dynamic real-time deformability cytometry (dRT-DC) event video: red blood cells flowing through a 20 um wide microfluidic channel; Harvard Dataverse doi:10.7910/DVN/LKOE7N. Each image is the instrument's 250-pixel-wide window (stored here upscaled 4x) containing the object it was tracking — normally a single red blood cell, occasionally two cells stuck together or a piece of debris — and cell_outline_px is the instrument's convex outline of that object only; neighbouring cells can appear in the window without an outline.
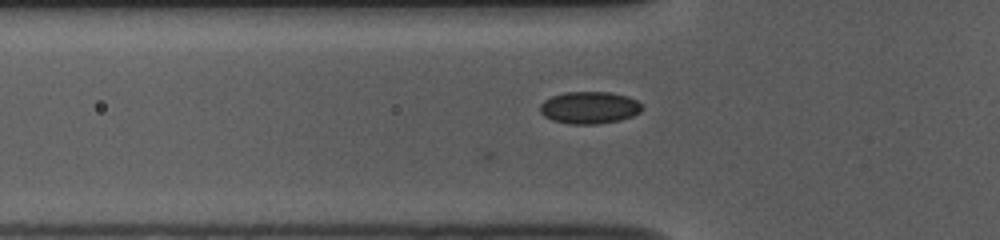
{"species": "common noctule bat (a hibernating species)", "species_latin": "Nyctalus noctula", "temperature_condition": "room temperature", "stored_images_in_passage": 39, "camera_frame_rate_fps": 3000, "um_per_image_px": 0.085, "animal": {"sex": "female", "body_mass_g": 10.0, "forearm_length_mm": 53.1}, "frame": {"image": 1, "passage_image": 3, "time_ms": 0.667, "image_size_px": [1000, 240], "cell_outline_px": [[644, 108], [640, 112], [632, 116], [620, 120], [596, 124], [568, 124], [552, 120], [544, 116], [540, 112], [540, 104], [544, 100], [552, 96], [564, 92], [608, 92], [628, 96], [636, 100]], "centroid_in_image_um": [50.09, 9.15], "position_along_channel_um": 75.7, "area_um2": 19.19}}
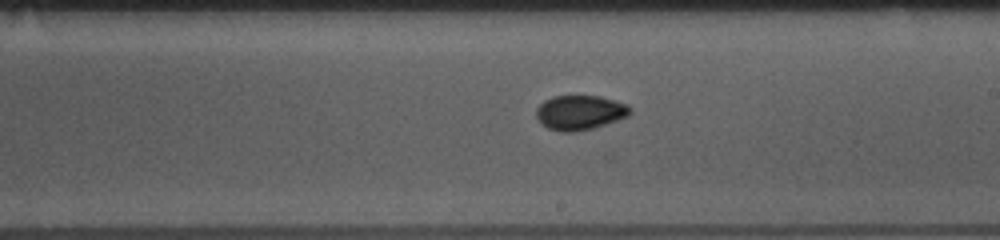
{"frame": {"image": 2, "passage_image": 16, "time_ms": 5.0, "image_size_px": [1000, 240], "cell_outline_px": [[632, 112], [628, 116], [596, 128], [572, 132], [560, 132], [548, 128], [540, 124], [536, 116], [536, 108], [544, 100], [552, 96], [600, 96], [616, 100], [628, 104], [632, 108]], "centroid_in_image_um": [49.3, 9.57], "position_along_channel_um": 239.7, "area_um2": 19.31}}
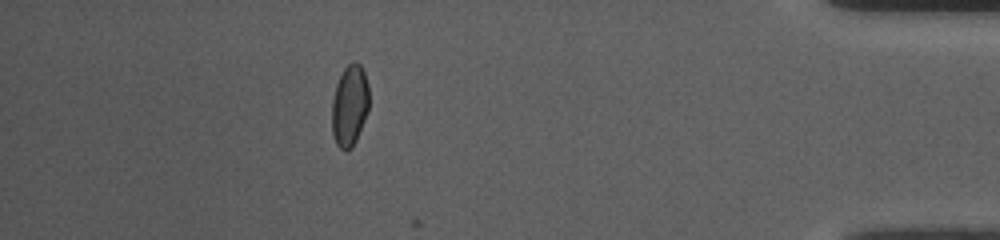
{"frame": {"image": 3, "passage_image": 33, "time_ms": 10.667, "image_size_px": [1000, 240], "cell_outline_px": [[368, 112], [356, 140], [352, 148], [344, 152], [336, 144], [332, 132], [332, 100], [336, 84], [344, 68], [352, 60], [356, 60], [360, 64], [364, 72], [368, 84]], "centroid_in_image_um": [29.71, 8.97], "position_along_channel_um": 405.5, "area_um2": 17.8}}